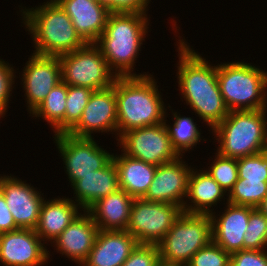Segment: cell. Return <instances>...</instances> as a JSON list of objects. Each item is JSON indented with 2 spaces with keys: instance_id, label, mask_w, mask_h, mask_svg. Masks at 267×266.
Wrapping results in <instances>:
<instances>
[{
  "instance_id": "cell-33",
  "label": "cell",
  "mask_w": 267,
  "mask_h": 266,
  "mask_svg": "<svg viewBox=\"0 0 267 266\" xmlns=\"http://www.w3.org/2000/svg\"><path fill=\"white\" fill-rule=\"evenodd\" d=\"M188 266H230V254L211 241L199 249L191 258Z\"/></svg>"
},
{
  "instance_id": "cell-14",
  "label": "cell",
  "mask_w": 267,
  "mask_h": 266,
  "mask_svg": "<svg viewBox=\"0 0 267 266\" xmlns=\"http://www.w3.org/2000/svg\"><path fill=\"white\" fill-rule=\"evenodd\" d=\"M100 132L117 135L115 81L110 88L93 91L79 122L68 133L75 137L93 138Z\"/></svg>"
},
{
  "instance_id": "cell-4",
  "label": "cell",
  "mask_w": 267,
  "mask_h": 266,
  "mask_svg": "<svg viewBox=\"0 0 267 266\" xmlns=\"http://www.w3.org/2000/svg\"><path fill=\"white\" fill-rule=\"evenodd\" d=\"M41 4L31 8L18 6L21 23L34 44L33 53L59 57L86 44L56 1L46 0Z\"/></svg>"
},
{
  "instance_id": "cell-35",
  "label": "cell",
  "mask_w": 267,
  "mask_h": 266,
  "mask_svg": "<svg viewBox=\"0 0 267 266\" xmlns=\"http://www.w3.org/2000/svg\"><path fill=\"white\" fill-rule=\"evenodd\" d=\"M159 259L157 245L138 244L122 266H156Z\"/></svg>"
},
{
  "instance_id": "cell-10",
  "label": "cell",
  "mask_w": 267,
  "mask_h": 266,
  "mask_svg": "<svg viewBox=\"0 0 267 266\" xmlns=\"http://www.w3.org/2000/svg\"><path fill=\"white\" fill-rule=\"evenodd\" d=\"M53 138L70 186L82 176L104 168L112 160L113 153L99 146L95 137H75L64 133Z\"/></svg>"
},
{
  "instance_id": "cell-24",
  "label": "cell",
  "mask_w": 267,
  "mask_h": 266,
  "mask_svg": "<svg viewBox=\"0 0 267 266\" xmlns=\"http://www.w3.org/2000/svg\"><path fill=\"white\" fill-rule=\"evenodd\" d=\"M134 198L123 189L96 201L86 211L99 230H126Z\"/></svg>"
},
{
  "instance_id": "cell-28",
  "label": "cell",
  "mask_w": 267,
  "mask_h": 266,
  "mask_svg": "<svg viewBox=\"0 0 267 266\" xmlns=\"http://www.w3.org/2000/svg\"><path fill=\"white\" fill-rule=\"evenodd\" d=\"M267 196V182L238 178L228 193L227 202L257 208Z\"/></svg>"
},
{
  "instance_id": "cell-39",
  "label": "cell",
  "mask_w": 267,
  "mask_h": 266,
  "mask_svg": "<svg viewBox=\"0 0 267 266\" xmlns=\"http://www.w3.org/2000/svg\"><path fill=\"white\" fill-rule=\"evenodd\" d=\"M156 266H188V265L187 264H183V263L168 262V261L159 259L157 261Z\"/></svg>"
},
{
  "instance_id": "cell-21",
  "label": "cell",
  "mask_w": 267,
  "mask_h": 266,
  "mask_svg": "<svg viewBox=\"0 0 267 266\" xmlns=\"http://www.w3.org/2000/svg\"><path fill=\"white\" fill-rule=\"evenodd\" d=\"M192 167L188 178L186 199L183 212L190 214H211L214 206L225 202L228 193L203 168ZM226 196V197H225ZM213 208V209H211Z\"/></svg>"
},
{
  "instance_id": "cell-26",
  "label": "cell",
  "mask_w": 267,
  "mask_h": 266,
  "mask_svg": "<svg viewBox=\"0 0 267 266\" xmlns=\"http://www.w3.org/2000/svg\"><path fill=\"white\" fill-rule=\"evenodd\" d=\"M170 109L171 114H167L164 117L163 124L166 127L167 133L170 136V141L173 149L177 152L179 156H184L186 152H192L193 148L202 141H207L206 138L202 139L201 129L197 127V122H194L193 117H186L185 115H180V112H176L168 104L167 110ZM171 115L174 122L172 125L168 123L167 117ZM206 139V140H205ZM201 141V142H200Z\"/></svg>"
},
{
  "instance_id": "cell-37",
  "label": "cell",
  "mask_w": 267,
  "mask_h": 266,
  "mask_svg": "<svg viewBox=\"0 0 267 266\" xmlns=\"http://www.w3.org/2000/svg\"><path fill=\"white\" fill-rule=\"evenodd\" d=\"M151 0H103L111 13H147Z\"/></svg>"
},
{
  "instance_id": "cell-13",
  "label": "cell",
  "mask_w": 267,
  "mask_h": 266,
  "mask_svg": "<svg viewBox=\"0 0 267 266\" xmlns=\"http://www.w3.org/2000/svg\"><path fill=\"white\" fill-rule=\"evenodd\" d=\"M2 175L0 174V192L4 195L15 224L20 229L35 230L42 203L46 198L44 193L24 179L22 181L12 174Z\"/></svg>"
},
{
  "instance_id": "cell-41",
  "label": "cell",
  "mask_w": 267,
  "mask_h": 266,
  "mask_svg": "<svg viewBox=\"0 0 267 266\" xmlns=\"http://www.w3.org/2000/svg\"><path fill=\"white\" fill-rule=\"evenodd\" d=\"M95 2H98V3H103V0H93Z\"/></svg>"
},
{
  "instance_id": "cell-22",
  "label": "cell",
  "mask_w": 267,
  "mask_h": 266,
  "mask_svg": "<svg viewBox=\"0 0 267 266\" xmlns=\"http://www.w3.org/2000/svg\"><path fill=\"white\" fill-rule=\"evenodd\" d=\"M82 211L69 197L46 198L40 209L35 232L46 245H50Z\"/></svg>"
},
{
  "instance_id": "cell-27",
  "label": "cell",
  "mask_w": 267,
  "mask_h": 266,
  "mask_svg": "<svg viewBox=\"0 0 267 266\" xmlns=\"http://www.w3.org/2000/svg\"><path fill=\"white\" fill-rule=\"evenodd\" d=\"M67 84L61 81L47 95L45 100L29 116L42 118L52 128L53 136L65 133Z\"/></svg>"
},
{
  "instance_id": "cell-9",
  "label": "cell",
  "mask_w": 267,
  "mask_h": 266,
  "mask_svg": "<svg viewBox=\"0 0 267 266\" xmlns=\"http://www.w3.org/2000/svg\"><path fill=\"white\" fill-rule=\"evenodd\" d=\"M182 213V207L173 203L134 198L126 231L138 244L157 245Z\"/></svg>"
},
{
  "instance_id": "cell-15",
  "label": "cell",
  "mask_w": 267,
  "mask_h": 266,
  "mask_svg": "<svg viewBox=\"0 0 267 266\" xmlns=\"http://www.w3.org/2000/svg\"><path fill=\"white\" fill-rule=\"evenodd\" d=\"M50 252L35 230L19 228L0 234L2 266H44Z\"/></svg>"
},
{
  "instance_id": "cell-11",
  "label": "cell",
  "mask_w": 267,
  "mask_h": 266,
  "mask_svg": "<svg viewBox=\"0 0 267 266\" xmlns=\"http://www.w3.org/2000/svg\"><path fill=\"white\" fill-rule=\"evenodd\" d=\"M117 141L122 153L155 166L179 157L163 123L127 131Z\"/></svg>"
},
{
  "instance_id": "cell-18",
  "label": "cell",
  "mask_w": 267,
  "mask_h": 266,
  "mask_svg": "<svg viewBox=\"0 0 267 266\" xmlns=\"http://www.w3.org/2000/svg\"><path fill=\"white\" fill-rule=\"evenodd\" d=\"M99 229L91 215L83 210L51 243L54 252L71 259L79 266L87 259L93 248Z\"/></svg>"
},
{
  "instance_id": "cell-12",
  "label": "cell",
  "mask_w": 267,
  "mask_h": 266,
  "mask_svg": "<svg viewBox=\"0 0 267 266\" xmlns=\"http://www.w3.org/2000/svg\"><path fill=\"white\" fill-rule=\"evenodd\" d=\"M19 78L25 92L28 114L31 115L45 100L49 92L62 81L59 58L31 53L19 73Z\"/></svg>"
},
{
  "instance_id": "cell-6",
  "label": "cell",
  "mask_w": 267,
  "mask_h": 266,
  "mask_svg": "<svg viewBox=\"0 0 267 266\" xmlns=\"http://www.w3.org/2000/svg\"><path fill=\"white\" fill-rule=\"evenodd\" d=\"M220 63L217 79L227 109H266L267 71L243 60Z\"/></svg>"
},
{
  "instance_id": "cell-40",
  "label": "cell",
  "mask_w": 267,
  "mask_h": 266,
  "mask_svg": "<svg viewBox=\"0 0 267 266\" xmlns=\"http://www.w3.org/2000/svg\"><path fill=\"white\" fill-rule=\"evenodd\" d=\"M257 209L267 217V196L258 205Z\"/></svg>"
},
{
  "instance_id": "cell-23",
  "label": "cell",
  "mask_w": 267,
  "mask_h": 266,
  "mask_svg": "<svg viewBox=\"0 0 267 266\" xmlns=\"http://www.w3.org/2000/svg\"><path fill=\"white\" fill-rule=\"evenodd\" d=\"M70 187L74 192L71 199L85 211L99 199L116 192L120 188L118 170L113 159L104 168L82 176Z\"/></svg>"
},
{
  "instance_id": "cell-8",
  "label": "cell",
  "mask_w": 267,
  "mask_h": 266,
  "mask_svg": "<svg viewBox=\"0 0 267 266\" xmlns=\"http://www.w3.org/2000/svg\"><path fill=\"white\" fill-rule=\"evenodd\" d=\"M58 58L62 81L67 85L88 87L98 91L113 86L117 78L95 43H86Z\"/></svg>"
},
{
  "instance_id": "cell-38",
  "label": "cell",
  "mask_w": 267,
  "mask_h": 266,
  "mask_svg": "<svg viewBox=\"0 0 267 266\" xmlns=\"http://www.w3.org/2000/svg\"><path fill=\"white\" fill-rule=\"evenodd\" d=\"M19 229L8 209L4 195L0 192V234Z\"/></svg>"
},
{
  "instance_id": "cell-17",
  "label": "cell",
  "mask_w": 267,
  "mask_h": 266,
  "mask_svg": "<svg viewBox=\"0 0 267 266\" xmlns=\"http://www.w3.org/2000/svg\"><path fill=\"white\" fill-rule=\"evenodd\" d=\"M224 204L226 207H223L225 209L219 214L216 211L210 214L212 241L231 255L244 250L243 238L248 227L249 215L255 208L233 205L227 201Z\"/></svg>"
},
{
  "instance_id": "cell-29",
  "label": "cell",
  "mask_w": 267,
  "mask_h": 266,
  "mask_svg": "<svg viewBox=\"0 0 267 266\" xmlns=\"http://www.w3.org/2000/svg\"><path fill=\"white\" fill-rule=\"evenodd\" d=\"M93 90L88 87L67 85L65 133H68L80 120Z\"/></svg>"
},
{
  "instance_id": "cell-30",
  "label": "cell",
  "mask_w": 267,
  "mask_h": 266,
  "mask_svg": "<svg viewBox=\"0 0 267 266\" xmlns=\"http://www.w3.org/2000/svg\"><path fill=\"white\" fill-rule=\"evenodd\" d=\"M214 159L203 167L210 176L227 192L233 188L234 183L238 180L237 159L221 156L217 152Z\"/></svg>"
},
{
  "instance_id": "cell-25",
  "label": "cell",
  "mask_w": 267,
  "mask_h": 266,
  "mask_svg": "<svg viewBox=\"0 0 267 266\" xmlns=\"http://www.w3.org/2000/svg\"><path fill=\"white\" fill-rule=\"evenodd\" d=\"M117 170L119 188L133 198H143L152 183L156 167L144 161L131 158L121 152L112 157Z\"/></svg>"
},
{
  "instance_id": "cell-32",
  "label": "cell",
  "mask_w": 267,
  "mask_h": 266,
  "mask_svg": "<svg viewBox=\"0 0 267 266\" xmlns=\"http://www.w3.org/2000/svg\"><path fill=\"white\" fill-rule=\"evenodd\" d=\"M238 178L267 182V154L265 151L237 159Z\"/></svg>"
},
{
  "instance_id": "cell-3",
  "label": "cell",
  "mask_w": 267,
  "mask_h": 266,
  "mask_svg": "<svg viewBox=\"0 0 267 266\" xmlns=\"http://www.w3.org/2000/svg\"><path fill=\"white\" fill-rule=\"evenodd\" d=\"M153 76L150 74L116 78V140L127 131L163 123L167 107Z\"/></svg>"
},
{
  "instance_id": "cell-1",
  "label": "cell",
  "mask_w": 267,
  "mask_h": 266,
  "mask_svg": "<svg viewBox=\"0 0 267 266\" xmlns=\"http://www.w3.org/2000/svg\"><path fill=\"white\" fill-rule=\"evenodd\" d=\"M176 52L179 61L177 67V83L179 96L186 105L207 125L211 131L229 113L217 79V65L210 64L182 36L177 37ZM183 38V39H182Z\"/></svg>"
},
{
  "instance_id": "cell-2",
  "label": "cell",
  "mask_w": 267,
  "mask_h": 266,
  "mask_svg": "<svg viewBox=\"0 0 267 266\" xmlns=\"http://www.w3.org/2000/svg\"><path fill=\"white\" fill-rule=\"evenodd\" d=\"M149 16V17H148ZM150 15L145 13H110L104 32L95 44L117 77L147 76L134 71L142 44L148 34ZM135 72V73H134Z\"/></svg>"
},
{
  "instance_id": "cell-36",
  "label": "cell",
  "mask_w": 267,
  "mask_h": 266,
  "mask_svg": "<svg viewBox=\"0 0 267 266\" xmlns=\"http://www.w3.org/2000/svg\"><path fill=\"white\" fill-rule=\"evenodd\" d=\"M230 266H267V249H244L230 255Z\"/></svg>"
},
{
  "instance_id": "cell-34",
  "label": "cell",
  "mask_w": 267,
  "mask_h": 266,
  "mask_svg": "<svg viewBox=\"0 0 267 266\" xmlns=\"http://www.w3.org/2000/svg\"><path fill=\"white\" fill-rule=\"evenodd\" d=\"M1 58V57H0ZM12 64L9 62L0 59V118H5L7 109L9 108V104L12 101L10 96H12L13 88L15 89V80L16 70L14 69ZM15 78V79H14Z\"/></svg>"
},
{
  "instance_id": "cell-31",
  "label": "cell",
  "mask_w": 267,
  "mask_h": 266,
  "mask_svg": "<svg viewBox=\"0 0 267 266\" xmlns=\"http://www.w3.org/2000/svg\"><path fill=\"white\" fill-rule=\"evenodd\" d=\"M244 249L266 250L267 217L255 208L249 215L248 227L244 235Z\"/></svg>"
},
{
  "instance_id": "cell-16",
  "label": "cell",
  "mask_w": 267,
  "mask_h": 266,
  "mask_svg": "<svg viewBox=\"0 0 267 266\" xmlns=\"http://www.w3.org/2000/svg\"><path fill=\"white\" fill-rule=\"evenodd\" d=\"M183 158L184 156H179L172 162L156 167L154 179L143 197L144 200L173 203L183 209L188 178L192 170V166H189Z\"/></svg>"
},
{
  "instance_id": "cell-19",
  "label": "cell",
  "mask_w": 267,
  "mask_h": 266,
  "mask_svg": "<svg viewBox=\"0 0 267 266\" xmlns=\"http://www.w3.org/2000/svg\"><path fill=\"white\" fill-rule=\"evenodd\" d=\"M137 245L135 237L126 230H99L81 266H122Z\"/></svg>"
},
{
  "instance_id": "cell-42",
  "label": "cell",
  "mask_w": 267,
  "mask_h": 266,
  "mask_svg": "<svg viewBox=\"0 0 267 266\" xmlns=\"http://www.w3.org/2000/svg\"><path fill=\"white\" fill-rule=\"evenodd\" d=\"M265 152H266V154H267V143H266V147H265Z\"/></svg>"
},
{
  "instance_id": "cell-20",
  "label": "cell",
  "mask_w": 267,
  "mask_h": 266,
  "mask_svg": "<svg viewBox=\"0 0 267 266\" xmlns=\"http://www.w3.org/2000/svg\"><path fill=\"white\" fill-rule=\"evenodd\" d=\"M86 43H95L104 32L111 13L104 3L93 0H55Z\"/></svg>"
},
{
  "instance_id": "cell-5",
  "label": "cell",
  "mask_w": 267,
  "mask_h": 266,
  "mask_svg": "<svg viewBox=\"0 0 267 266\" xmlns=\"http://www.w3.org/2000/svg\"><path fill=\"white\" fill-rule=\"evenodd\" d=\"M210 132L221 156L238 159L263 152L267 143V111H229Z\"/></svg>"
},
{
  "instance_id": "cell-7",
  "label": "cell",
  "mask_w": 267,
  "mask_h": 266,
  "mask_svg": "<svg viewBox=\"0 0 267 266\" xmlns=\"http://www.w3.org/2000/svg\"><path fill=\"white\" fill-rule=\"evenodd\" d=\"M212 241L209 214L183 212L157 244L160 259L188 264L192 256Z\"/></svg>"
}]
</instances>
